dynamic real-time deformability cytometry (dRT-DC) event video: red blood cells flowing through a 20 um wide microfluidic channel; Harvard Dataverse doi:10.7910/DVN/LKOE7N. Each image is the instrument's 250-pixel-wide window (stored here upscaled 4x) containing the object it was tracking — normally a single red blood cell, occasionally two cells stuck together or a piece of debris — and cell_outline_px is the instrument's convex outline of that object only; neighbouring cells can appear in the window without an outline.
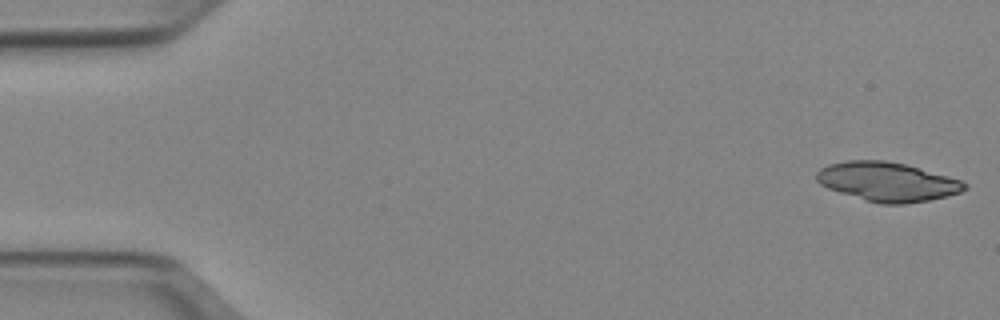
{"species": "Egyptian fruit bat (a non-hibernating species)", "species_latin": "Rousettus aegyptiacus", "temperature_condition": "cold", "stored_images_in_passage": 14, "camera_frame_rate_fps": 3000, "um_per_image_px": 0.085, "animal": {"sex": "female"}, "frame": {"image": 1, "passage_image": 1, "time_ms": 0.0, "image_size_px": [1000, 320], "cell_outline_px": [[968, 188], [960, 192], [928, 200], [904, 204], [880, 204], [864, 200], [828, 188], [820, 184], [816, 180], [816, 172], [820, 168], [828, 164], [844, 160], [884, 160], [904, 164], [920, 168], [948, 176], [960, 180], [968, 184]], "centroid_in_image_um": [75.39, 15.44], "position_along_channel_um": 9.6, "area_um2": 33.7}}